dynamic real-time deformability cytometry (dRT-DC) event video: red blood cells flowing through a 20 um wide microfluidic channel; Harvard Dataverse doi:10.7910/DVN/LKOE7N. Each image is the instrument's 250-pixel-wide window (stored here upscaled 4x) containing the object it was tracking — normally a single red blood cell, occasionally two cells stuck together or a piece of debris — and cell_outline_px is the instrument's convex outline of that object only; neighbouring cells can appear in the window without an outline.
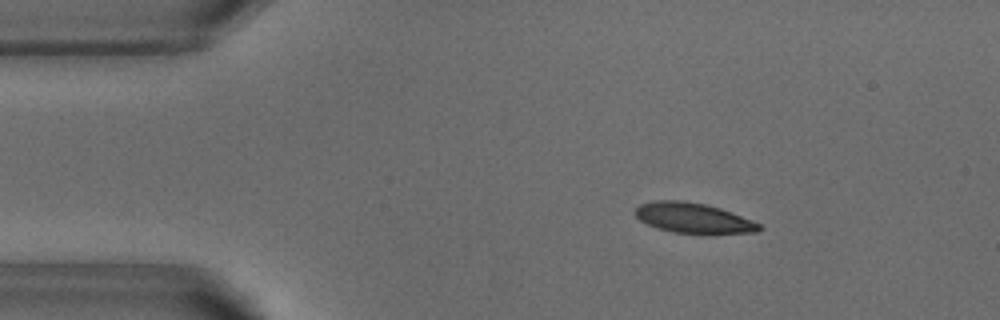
{"species": "common noctule bat (a hibernating species)", "species_latin": "Nyctalus noctula", "temperature_condition": "warm", "stored_images_in_passage": 52, "camera_frame_rate_fps": 3000, "um_per_image_px": 0.085, "animal": {"sex": "male", "body_mass_g": 18.8}, "frame": {"image": 1, "passage_image": 8, "time_ms": 2.333, "image_size_px": [1000, 320], "cell_outline_px": [[764, 228], [756, 232], [708, 236], [704, 236], [676, 232], [660, 228], [648, 224], [640, 220], [636, 216], [636, 208], [640, 204], [656, 200], [684, 200], [704, 204], [720, 208], [752, 220], [760, 224]], "centroid_in_image_um": [59.01, 18.57], "position_along_channel_um": 26.0, "area_um2": 22.31}}
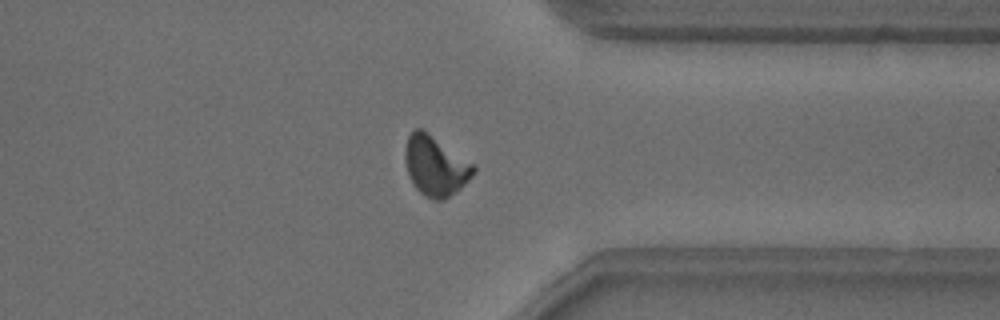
{"frame": {"image": 2, "passage_image": 40, "time_ms": 13.0, "image_size_px": [1000, 320], "cell_outline_px": [[476, 172], [456, 192], [444, 200], [432, 200], [424, 196], [412, 184], [408, 176], [404, 160], [404, 152], [408, 136], [416, 128], [420, 128], [428, 132], [476, 164]], "centroid_in_image_um": [37.02, 14.1], "position_along_channel_um": 374.4, "area_um2": 24.28}}
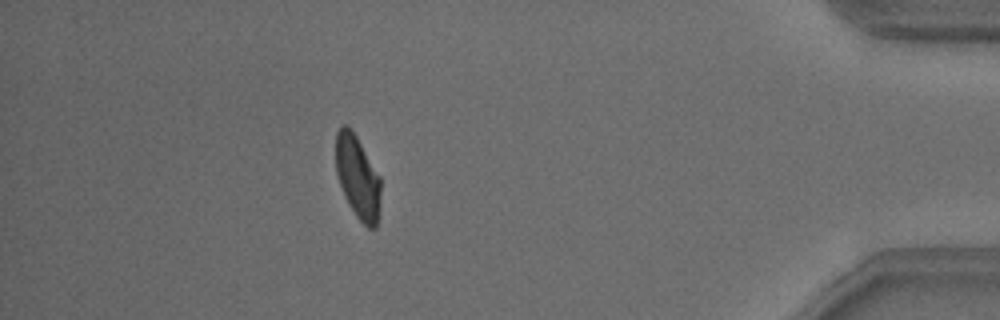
{"frame": {"image": 3, "passage_image": 46, "time_ms": 15.0, "image_size_px": [1000, 320], "cell_outline_px": [[380, 208], [376, 228], [368, 228], [356, 216], [348, 204], [344, 196], [336, 172], [336, 132], [344, 124], [348, 124], [356, 136], [380, 176]], "centroid_in_image_um": [30.4, 15.07], "position_along_channel_um": 404.8, "area_um2": 21.73}, "authors_computed_cell_mechanics": {"area_um2": 22.8888, "velocity_mm_per_s": 3.8326, "shape_relaxation_time_tau1_ms": 5.5819, "shape_relaxation_time_tau2_ms": 1.8053, "deformation_change_tau1": 0.1692, "deformation_change_tau2": 0.0748}}